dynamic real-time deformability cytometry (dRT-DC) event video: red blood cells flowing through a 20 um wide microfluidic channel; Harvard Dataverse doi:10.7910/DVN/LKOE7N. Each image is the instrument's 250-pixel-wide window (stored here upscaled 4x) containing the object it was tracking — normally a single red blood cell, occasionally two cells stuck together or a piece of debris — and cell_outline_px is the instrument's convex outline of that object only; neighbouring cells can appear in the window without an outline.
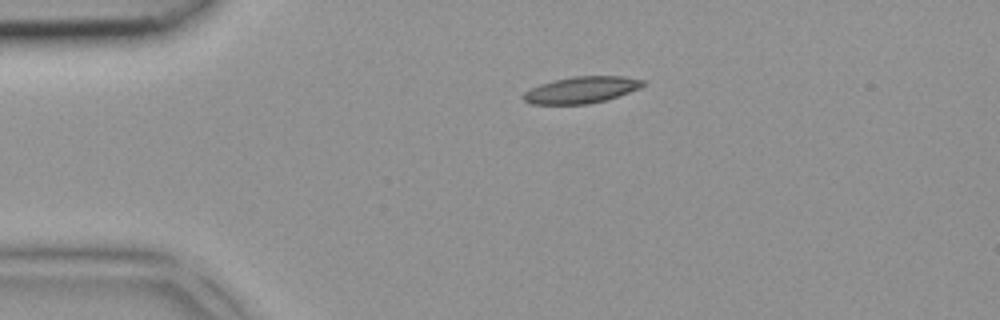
{"species": "common noctule bat (a hibernating species)", "species_latin": "Nyctalus noctula", "temperature_condition": "room temperature", "stored_images_in_passage": 2, "camera_frame_rate_fps": 3000, "um_per_image_px": 0.085, "animal": {"sex": "female", "body_mass_g": 18.4}, "frame": {"image": 1, "passage_image": 1, "time_ms": 0.0, "image_size_px": [1000, 320], "cell_outline_px": [[644, 84], [640, 88], [604, 100], [588, 104], [528, 104], [520, 96], [524, 92], [540, 84], [572, 76], [624, 76], [644, 80]], "centroid_in_image_um": [49.38, 7.64], "position_along_channel_um": 35.6, "area_um2": 18.38}}